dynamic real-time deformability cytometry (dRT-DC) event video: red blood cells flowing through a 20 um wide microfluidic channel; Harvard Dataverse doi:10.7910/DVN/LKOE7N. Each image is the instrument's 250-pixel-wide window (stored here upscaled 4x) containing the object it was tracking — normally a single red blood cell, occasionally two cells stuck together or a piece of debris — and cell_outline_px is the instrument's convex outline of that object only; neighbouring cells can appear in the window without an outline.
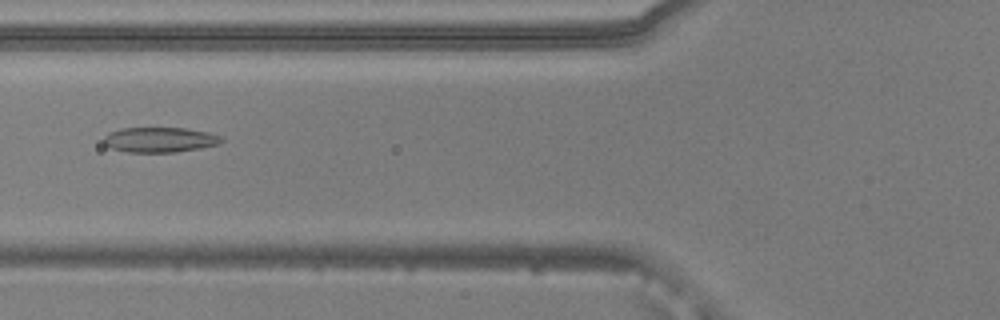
{"species": "common noctule bat (a hibernating species)", "species_latin": "Nyctalus noctula", "temperature_condition": "warm", "stored_images_in_passage": 37, "camera_frame_rate_fps": 3000, "um_per_image_px": 0.085, "animal": {"sex": "male", "body_mass_g": 20.5, "forearm_length_mm": 52.5}, "frame": {"image": 1, "passage_image": 5, "time_ms": 1.333, "image_size_px": [1000, 320], "cell_outline_px": [[224, 140], [220, 144], [200, 148], [176, 152], [128, 152], [112, 148], [104, 144], [104, 136], [108, 132], [120, 128], [184, 128], [208, 132], [220, 136]], "centroid_in_image_um": [13.58, 11.87], "position_along_channel_um": 112.2, "area_um2": 17.22}}
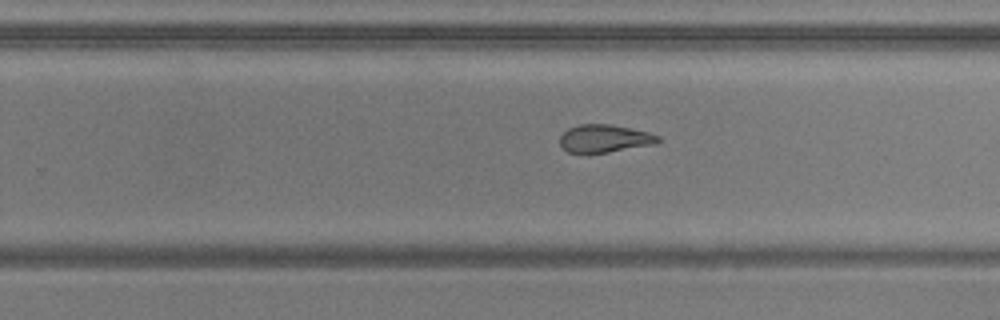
{"frame": {"image": 2, "passage_image": 18, "time_ms": 5.667, "image_size_px": [1000, 320], "cell_outline_px": [[660, 140], [652, 144], [588, 156], [568, 152], [560, 144], [560, 136], [568, 128], [580, 124], [608, 124], [648, 132], [660, 136]], "centroid_in_image_um": [51.31, 11.81], "position_along_channel_um": 278.5, "area_um2": 16.13}}
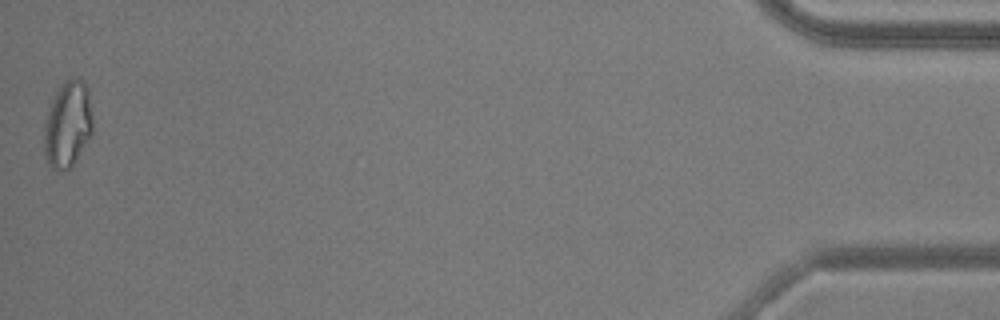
{"frame": {"image": 3, "passage_image": 37, "time_ms": 12.0, "image_size_px": [1000, 320], "cell_outline_px": [[92, 136], [72, 168], [64, 172], [52, 168], [48, 164], [44, 152], [44, 124], [52, 100], [56, 92], [64, 80], [72, 76], [84, 80], [88, 88], [92, 116]], "centroid_in_image_um": [5.78, 10.59], "position_along_channel_um": 429.4, "area_um2": 25.03}, "authors_computed_cell_mechanics": {"area_um2": 17.2822, "velocity_mm_per_s": 3.8349, "shape_relaxation_time_tau1_ms": null, "shape_relaxation_time_tau2_ms": 2.058, "deformation_change_tau1": null, "deformation_change_tau2": 0.0863}}